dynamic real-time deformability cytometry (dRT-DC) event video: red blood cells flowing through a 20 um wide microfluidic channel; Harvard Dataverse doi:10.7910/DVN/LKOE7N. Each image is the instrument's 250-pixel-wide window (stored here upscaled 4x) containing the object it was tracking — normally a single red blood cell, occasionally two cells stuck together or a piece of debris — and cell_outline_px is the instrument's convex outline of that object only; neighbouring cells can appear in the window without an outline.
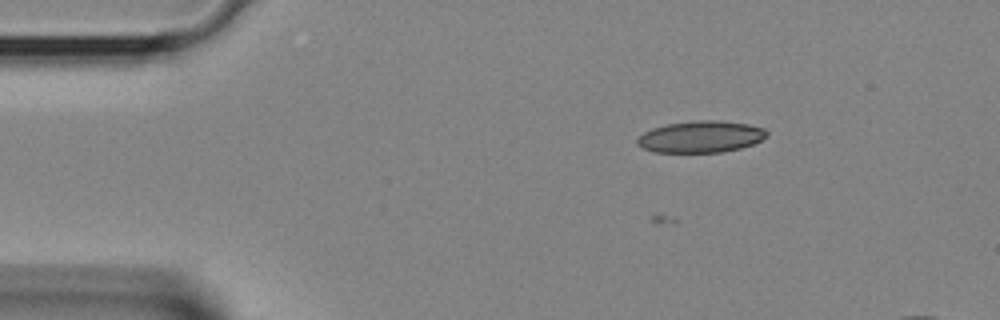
{"species": "Egyptian fruit bat (a non-hibernating species)", "species_latin": "Rousettus aegyptiacus", "temperature_condition": "room temperature", "stored_images_in_passage": 35, "camera_frame_rate_fps": 3000, "um_per_image_px": 0.085, "animal": {"sex": "female"}, "frame": {"image": 1, "passage_image": 4, "time_ms": 1.0, "image_size_px": [1000, 320], "cell_outline_px": [[768, 136], [752, 144], [740, 148], [724, 152], [652, 152], [636, 144], [636, 140], [644, 132], [652, 128], [668, 124], [700, 120], [720, 120], [748, 124], [764, 128], [768, 132]], "centroid_in_image_um": [59.58, 11.62], "position_along_channel_um": 25.4, "area_um2": 23.87}}
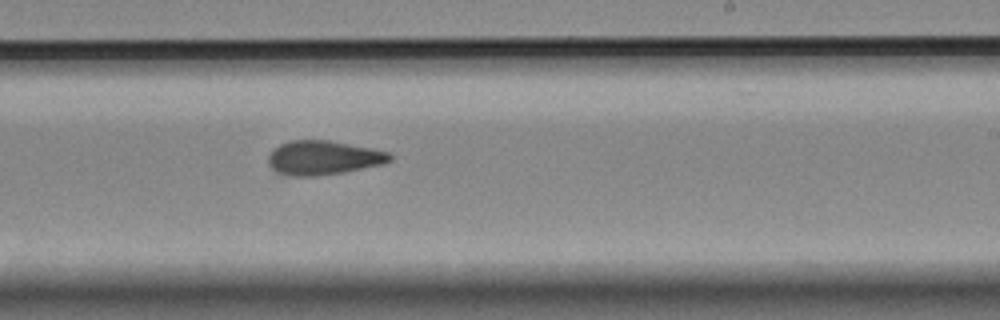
{"frame": {"image": 2, "passage_image": 21, "time_ms": 6.667, "image_size_px": [1000, 320], "cell_outline_px": [[392, 160], [384, 164], [344, 172], [316, 176], [288, 176], [276, 172], [268, 164], [268, 156], [280, 144], [292, 140], [328, 140], [372, 148], [388, 152], [392, 156]], "centroid_in_image_um": [27.49, 13.42], "position_along_channel_um": 261.5, "area_um2": 24.22}}
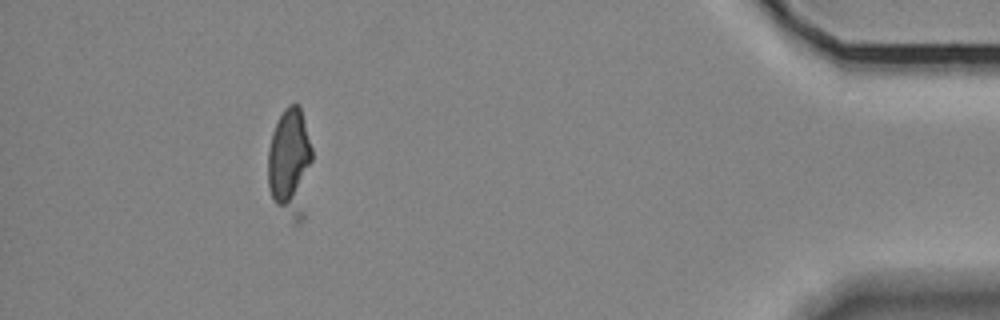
{"frame": {"image": 3, "passage_image": 33, "time_ms": 10.667, "image_size_px": [1000, 320], "cell_outline_px": [[312, 160], [304, 216], [296, 224], [292, 224], [276, 204], [268, 188], [268, 148], [272, 132], [284, 108], [288, 104], [300, 104], [312, 148]], "centroid_in_image_um": [24.66, 13.87], "position_along_channel_um": 410.5, "area_um2": 28.67}}